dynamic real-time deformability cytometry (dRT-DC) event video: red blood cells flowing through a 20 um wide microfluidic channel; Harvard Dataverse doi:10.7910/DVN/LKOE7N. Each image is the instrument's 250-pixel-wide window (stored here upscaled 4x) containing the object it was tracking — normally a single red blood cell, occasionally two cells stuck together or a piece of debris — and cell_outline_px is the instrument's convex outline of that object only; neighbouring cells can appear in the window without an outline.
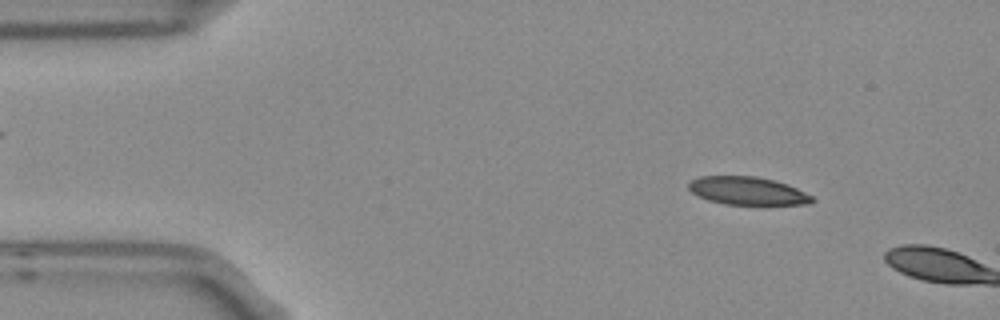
{"species": "Egyptian fruit bat (a non-hibernating species)", "species_latin": "Rousettus aegyptiacus", "temperature_condition": "room temperature", "stored_images_in_passage": 2, "camera_frame_rate_fps": 3000, "um_per_image_px": 0.085, "frame": {"image": 1, "passage_image": 1, "time_ms": 0.0, "image_size_px": [1000, 320], "cell_outline_px": [[816, 200], [812, 204], [724, 204], [708, 200], [692, 192], [688, 188], [688, 184], [692, 180], [700, 176], [756, 176], [776, 180], [788, 184], [812, 196]], "centroid_in_image_um": [63.57, 16.21], "position_along_channel_um": 21.4, "area_um2": 20.11}}